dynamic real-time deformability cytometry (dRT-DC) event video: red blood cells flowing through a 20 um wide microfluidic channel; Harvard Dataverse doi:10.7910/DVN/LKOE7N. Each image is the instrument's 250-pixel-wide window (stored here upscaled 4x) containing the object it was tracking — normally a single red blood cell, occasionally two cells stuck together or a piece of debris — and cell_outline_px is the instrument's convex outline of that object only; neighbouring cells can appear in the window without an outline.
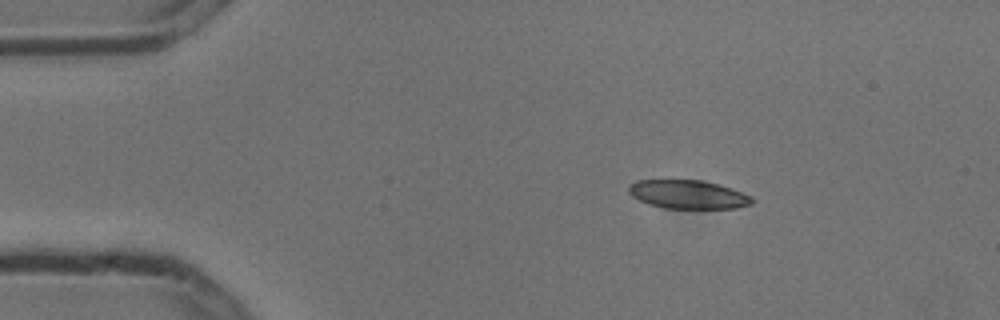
{"species": "common noctule bat (a hibernating species)", "species_latin": "Nyctalus noctula", "temperature_condition": "cold", "stored_images_in_passage": 4, "camera_frame_rate_fps": 3000, "um_per_image_px": 0.085, "animal": {"sex": "male", "body_mass_g": 13.3}, "frame": {"image": 1, "passage_image": 2, "time_ms": 0.333, "image_size_px": [1000, 320], "cell_outline_px": [[756, 200], [752, 204], [736, 208], [664, 208], [648, 204], [632, 196], [628, 192], [628, 184], [636, 180], [700, 180], [720, 184], [732, 188], [752, 196]], "centroid_in_image_um": [58.5, 16.52], "position_along_channel_um": 26.5, "area_um2": 20.75}}